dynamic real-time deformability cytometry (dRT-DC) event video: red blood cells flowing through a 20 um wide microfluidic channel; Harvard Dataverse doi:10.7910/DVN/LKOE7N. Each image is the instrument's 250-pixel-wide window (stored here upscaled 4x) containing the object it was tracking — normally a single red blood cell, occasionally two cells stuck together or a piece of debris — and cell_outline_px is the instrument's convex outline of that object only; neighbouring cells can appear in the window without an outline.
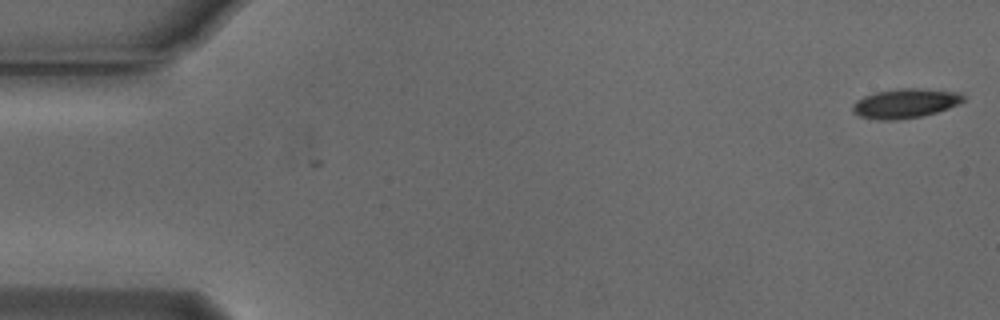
{"species": "Egyptian fruit bat (a non-hibernating species)", "species_latin": "Rousettus aegyptiacus", "temperature_condition": "cold", "stored_images_in_passage": 49, "camera_frame_rate_fps": 3000, "um_per_image_px": 0.085, "animal": {"sex": "male"}, "frame": {"image": 1, "passage_image": 1, "time_ms": 0.0, "image_size_px": [1000, 320], "cell_outline_px": [[964, 100], [948, 108], [936, 112], [920, 116], [896, 120], [880, 120], [860, 116], [852, 112], [852, 104], [856, 100], [864, 96], [876, 92], [900, 88], [916, 88], [960, 92], [964, 96]], "centroid_in_image_um": [76.91, 8.78], "position_along_channel_um": 8.1, "area_um2": 18.84}}
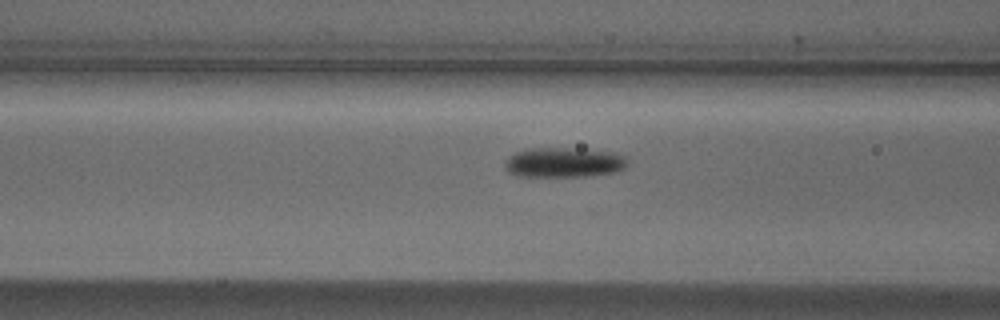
{"frame": {"image": 2, "passage_image": 21, "time_ms": 6.667, "image_size_px": [1000, 320], "cell_outline_px": [[628, 164], [624, 168], [612, 172], [584, 176], [516, 176], [508, 172], [504, 168], [504, 164], [508, 156], [516, 152], [528, 148], [568, 148], [616, 152], [624, 156], [628, 160]], "centroid_in_image_um": [47.89, 13.8], "position_along_channel_um": 118.7, "area_um2": 21.39}}
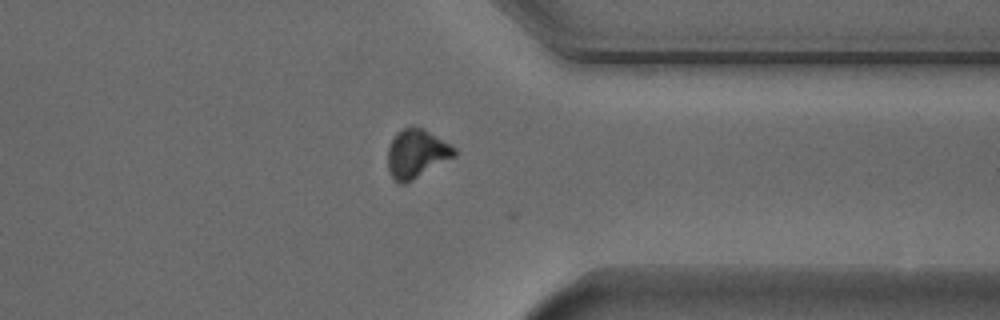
{"frame": {"image": 3, "passage_image": 42, "time_ms": 13.667, "image_size_px": [1000, 320], "cell_outline_px": [[456, 156], [412, 180], [404, 184], [400, 184], [392, 176], [388, 168], [388, 148], [396, 132], [404, 128], [424, 128], [452, 144], [456, 148]], "centroid_in_image_um": [35.44, 13.05], "position_along_channel_um": 376.0, "area_um2": 18.79}, "authors_computed_cell_mechanics": {"area_um2": 19.4786, "velocity_mm_per_s": 3.7598, "shape_relaxation_time_tau1_ms": 1.9028, "shape_relaxation_time_tau2_ms": null, "deformation_change_tau1": 0.1009, "deformation_change_tau2": null}}